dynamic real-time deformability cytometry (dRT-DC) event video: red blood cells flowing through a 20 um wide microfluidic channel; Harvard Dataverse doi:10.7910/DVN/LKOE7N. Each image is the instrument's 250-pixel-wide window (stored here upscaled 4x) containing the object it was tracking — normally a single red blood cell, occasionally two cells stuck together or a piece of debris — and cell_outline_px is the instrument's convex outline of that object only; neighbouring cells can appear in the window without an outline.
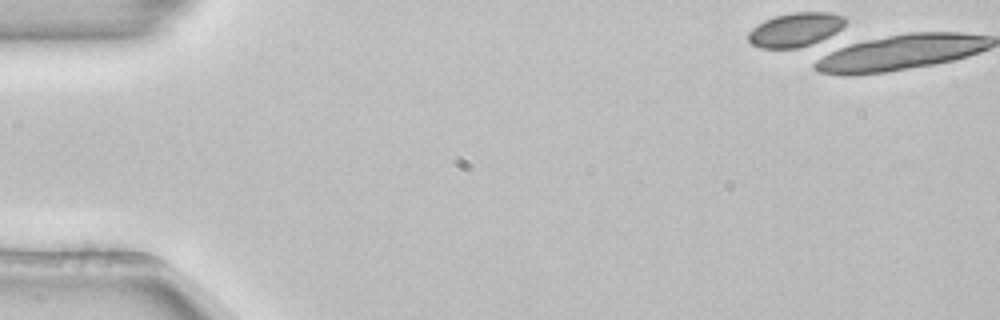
{"species": "common noctule bat (a hibernating species)", "species_latin": "Nyctalus noctula", "temperature_condition": "room temperature", "stored_images_in_passage": 2, "camera_frame_rate_fps": 3000, "um_per_image_px": 0.085, "animal": {"sex": "female", "body_mass_g": 22.7, "forearm_length_mm": 54.2}, "frame": {"image": 1, "passage_image": 1, "time_ms": 0.0, "image_size_px": [1000, 320], "cell_outline_px": [[840, 24], [832, 32], [824, 36], [804, 44], [784, 48], [772, 48], [756, 44], [752, 40], [752, 32], [756, 28], [772, 20], [784, 16], [832, 16], [840, 20]], "centroid_in_image_um": [67.47, 2.61], "position_along_channel_um": 17.5, "area_um2": 14.91}}